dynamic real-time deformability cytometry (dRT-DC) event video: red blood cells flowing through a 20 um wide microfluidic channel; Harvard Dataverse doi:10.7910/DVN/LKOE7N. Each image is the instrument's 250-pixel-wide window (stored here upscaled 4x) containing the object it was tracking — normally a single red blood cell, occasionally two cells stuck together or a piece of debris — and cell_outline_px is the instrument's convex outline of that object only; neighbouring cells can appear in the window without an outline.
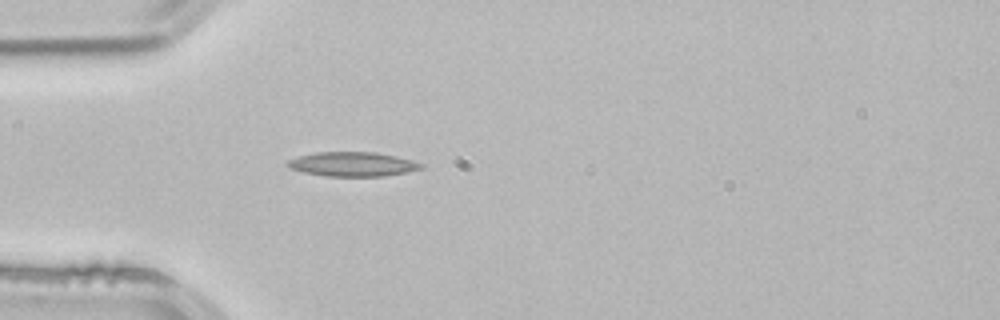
{"species": "common noctule bat (a hibernating species)", "species_latin": "Nyctalus noctula", "temperature_condition": "room temperature", "stored_images_in_passage": 2, "camera_frame_rate_fps": 3000, "um_per_image_px": 0.085, "animal": {"sex": "male", "body_mass_g": 21.5, "forearm_length_mm": 52.0}, "frame": {"image": 1, "passage_image": 2, "time_ms": 0.333, "image_size_px": [1000, 320], "cell_outline_px": [[424, 168], [384, 176], [324, 176], [304, 172], [288, 168], [284, 164], [288, 160], [300, 156], [316, 152], [376, 152], [396, 156], [412, 160], [424, 164]], "centroid_in_image_um": [29.95, 13.95], "position_along_channel_um": 55.1, "area_um2": 18.96}}